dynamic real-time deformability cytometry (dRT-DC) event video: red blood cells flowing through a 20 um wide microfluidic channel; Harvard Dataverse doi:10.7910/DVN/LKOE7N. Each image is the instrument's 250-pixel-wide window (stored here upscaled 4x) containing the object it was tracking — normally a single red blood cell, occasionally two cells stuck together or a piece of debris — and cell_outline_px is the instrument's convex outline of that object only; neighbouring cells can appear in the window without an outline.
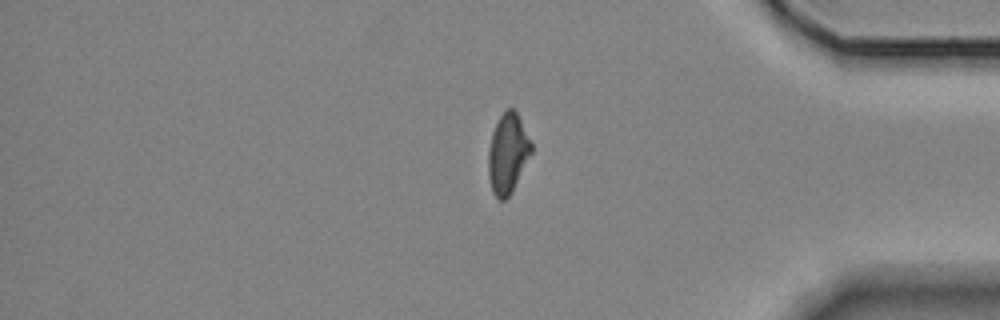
{"species": "Egyptian fruit bat (a non-hibernating species)", "species_latin": "Rousettus aegyptiacus", "temperature_condition": "room temperature", "stored_images_in_passage": 16, "segment_of_instrument_passage": [2, 2], "camera_frame_rate_fps": 3000, "um_per_image_px": 0.085, "animal": {"sex": "female"}, "frame": {"image": 1, "passage_image": 16, "time_ms": 19.0, "image_size_px": [1000, 320], "cell_outline_px": [[532, 152], [512, 192], [504, 200], [500, 200], [492, 192], [488, 176], [488, 152], [492, 132], [500, 116], [508, 108], [512, 108], [516, 112], [532, 144]], "centroid_in_image_um": [43.15, 13.07], "position_along_channel_um": 392.1, "area_um2": 19.77}}